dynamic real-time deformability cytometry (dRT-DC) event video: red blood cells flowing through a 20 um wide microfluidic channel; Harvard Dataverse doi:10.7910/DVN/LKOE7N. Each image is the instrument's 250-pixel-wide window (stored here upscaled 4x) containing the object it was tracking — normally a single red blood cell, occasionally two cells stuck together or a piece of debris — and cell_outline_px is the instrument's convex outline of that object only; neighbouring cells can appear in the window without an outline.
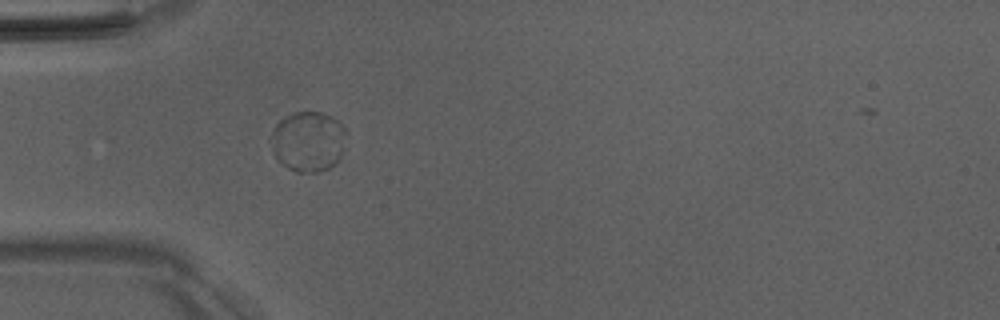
{"species": "Egyptian fruit bat (a non-hibernating species)", "species_latin": "Rousettus aegyptiacus", "temperature_condition": "room temperature", "stored_images_in_passage": 36, "camera_frame_rate_fps": 3000, "um_per_image_px": 0.085, "animal": {"sex": "male"}, "frame": {"image": 1, "passage_image": 1, "time_ms": 0.0, "image_size_px": [1000, 320], "cell_outline_px": [[344, 148], [336, 164], [320, 172], [296, 172], [288, 168], [276, 156], [272, 148], [272, 136], [276, 124], [284, 116], [296, 112], [320, 112], [332, 116], [344, 128]], "centroid_in_image_um": [26.21, 12.02], "position_along_channel_um": 58.8, "area_um2": 26.07}}
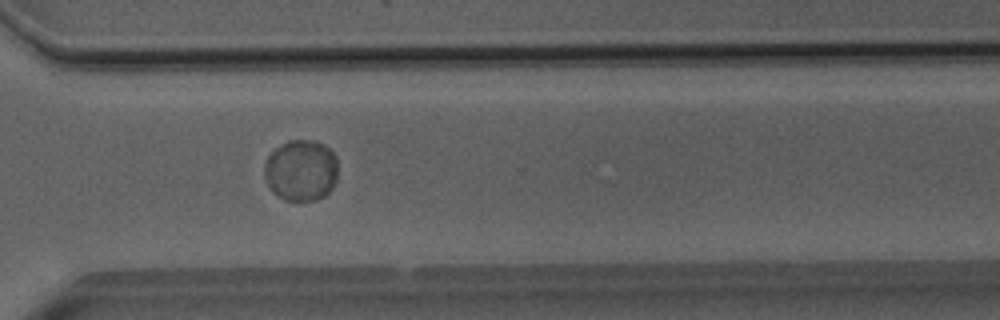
{"frame": {"image": 2, "passage_image": 23, "time_ms": 7.333, "image_size_px": [1000, 320], "cell_outline_px": [[336, 180], [332, 188], [324, 196], [316, 200], [284, 200], [272, 192], [264, 176], [264, 164], [268, 156], [280, 144], [288, 140], [316, 140], [324, 144], [336, 156]], "centroid_in_image_um": [25.57, 14.47], "position_along_channel_um": 345.0, "area_um2": 26.36}}
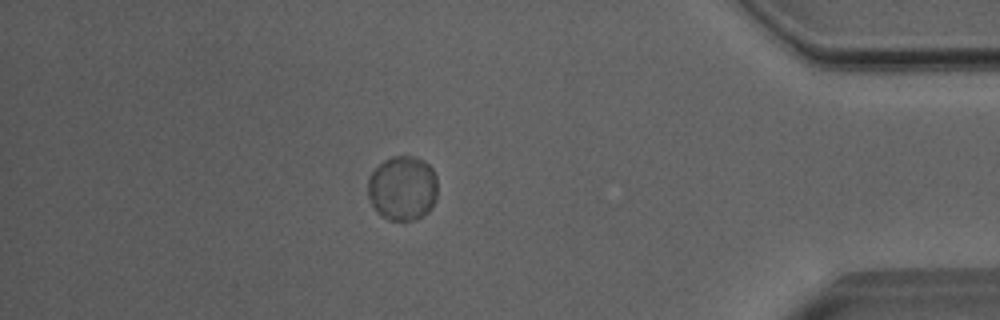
{"frame": {"image": 3, "passage_image": 30, "time_ms": 9.667, "image_size_px": [1000, 320], "cell_outline_px": [[436, 200], [428, 212], [416, 220], [404, 224], [388, 220], [380, 216], [376, 212], [368, 196], [368, 176], [384, 160], [392, 156], [416, 156], [424, 160], [432, 168], [436, 176]], "centroid_in_image_um": [34.21, 16.04], "position_along_channel_um": 401.0, "area_um2": 26.93}}